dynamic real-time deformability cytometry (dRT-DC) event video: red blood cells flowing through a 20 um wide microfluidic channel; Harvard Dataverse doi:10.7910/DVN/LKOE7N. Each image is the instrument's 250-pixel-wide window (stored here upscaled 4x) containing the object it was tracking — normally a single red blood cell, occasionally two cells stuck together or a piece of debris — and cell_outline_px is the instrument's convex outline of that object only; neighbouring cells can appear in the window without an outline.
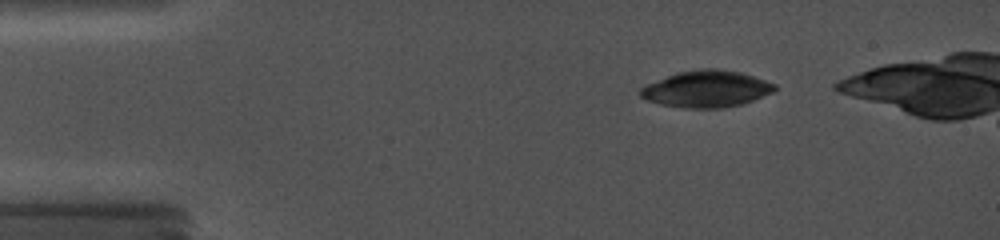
{"species": "common noctule bat (a hibernating species)", "species_latin": "Nyctalus noctula", "temperature_condition": "cold", "stored_images_in_passage": 10, "camera_frame_rate_fps": 5000, "um_per_image_px": 0.085, "animal": {"sex": "female", "body_mass_g": 19.0, "forearm_length_mm": 56.7}, "frame": {"image": 1, "passage_image": 6, "time_ms": 1.6, "image_size_px": [1000, 240], "cell_outline_px": [[776, 88], [772, 92], [744, 104], [724, 108], [684, 108], [660, 104], [648, 100], [640, 96], [636, 92], [640, 88], [648, 84], [668, 76], [680, 72], [700, 68], [716, 68], [740, 72], [776, 84]], "centroid_in_image_um": [60.04, 7.57], "position_along_channel_um": 25.0, "area_um2": 28.61}}